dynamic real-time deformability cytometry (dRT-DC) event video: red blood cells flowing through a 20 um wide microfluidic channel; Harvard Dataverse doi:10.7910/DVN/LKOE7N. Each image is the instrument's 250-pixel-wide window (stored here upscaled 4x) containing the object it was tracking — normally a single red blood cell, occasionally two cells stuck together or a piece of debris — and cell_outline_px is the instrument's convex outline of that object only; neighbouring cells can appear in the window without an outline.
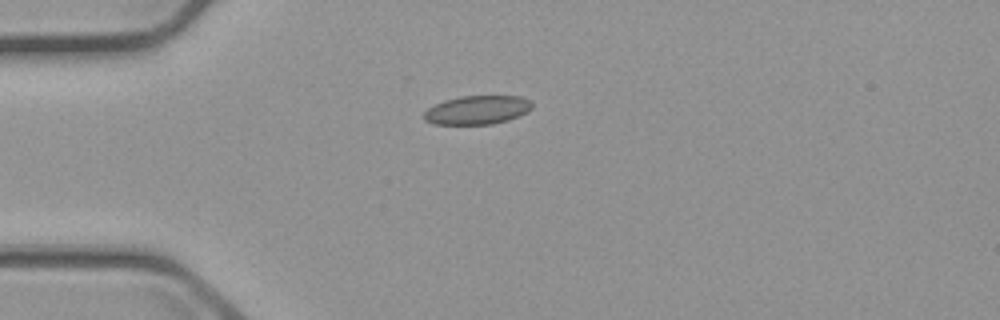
{"species": "common noctule bat (a hibernating species)", "species_latin": "Nyctalus noctula", "temperature_condition": "cold", "stored_images_in_passage": 2, "camera_frame_rate_fps": 3000, "um_per_image_px": 0.085, "animal": {"sex": "male", "body_mass_g": 23.1, "forearm_length_mm": 52.7}, "frame": {"image": 1, "passage_image": 2, "time_ms": 1.0, "image_size_px": [1000, 320], "cell_outline_px": [[532, 108], [528, 112], [508, 120], [492, 124], [432, 124], [424, 120], [424, 112], [428, 108], [444, 100], [460, 96], [520, 96], [528, 100], [532, 104]], "centroid_in_image_um": [40.56, 9.35], "position_along_channel_um": 44.4, "area_um2": 18.09}}